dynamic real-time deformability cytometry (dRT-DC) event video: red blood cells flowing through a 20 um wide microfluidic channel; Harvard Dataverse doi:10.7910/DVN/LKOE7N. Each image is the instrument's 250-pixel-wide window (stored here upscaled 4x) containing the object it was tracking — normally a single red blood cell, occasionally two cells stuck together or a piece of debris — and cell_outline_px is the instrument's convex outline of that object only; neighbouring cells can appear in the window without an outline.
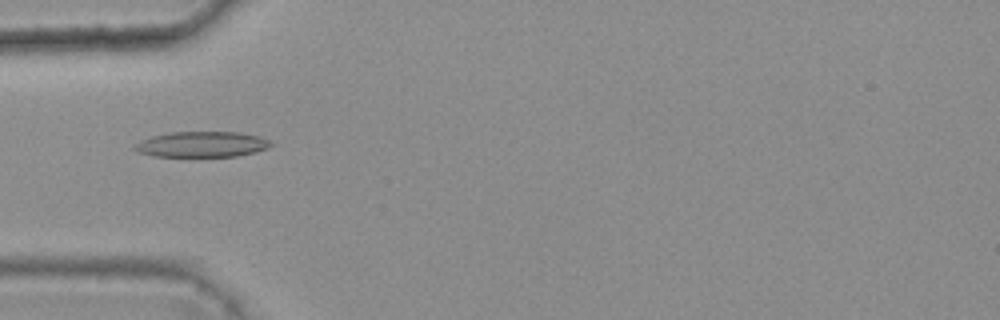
{"species": "common noctule bat (a hibernating species)", "species_latin": "Nyctalus noctula", "temperature_condition": "warm", "stored_images_in_passage": 3, "camera_frame_rate_fps": 3000, "um_per_image_px": 0.085, "animal": {"sex": "female", "body_mass_g": 25.1}, "frame": {"image": 1, "passage_image": 1, "time_ms": 0.0, "image_size_px": [1000, 320], "cell_outline_px": [[272, 144], [268, 148], [256, 152], [236, 156], [152, 156], [136, 152], [132, 148], [140, 140], [152, 136], [168, 132], [240, 132], [256, 136], [268, 140]], "centroid_in_image_um": [17.1, 12.27], "position_along_channel_um": 67.9, "area_um2": 20.29}}
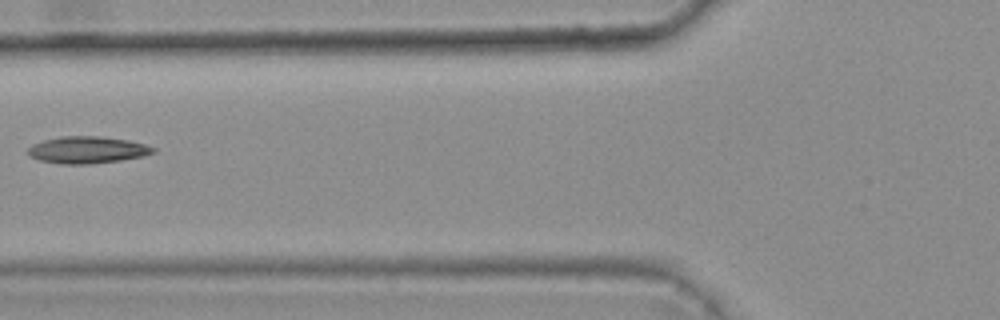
{"frame": {"image": 2, "passage_image": 2, "time_ms": 0.333, "image_size_px": [1000, 320], "cell_outline_px": [[156, 152], [140, 156], [120, 160], [92, 164], [60, 164], [40, 160], [28, 156], [28, 148], [32, 144], [44, 140], [60, 136], [100, 136], [128, 140], [144, 144], [156, 148]], "centroid_in_image_um": [7.39, 12.74], "position_along_channel_um": 118.4, "area_um2": 19.65}}
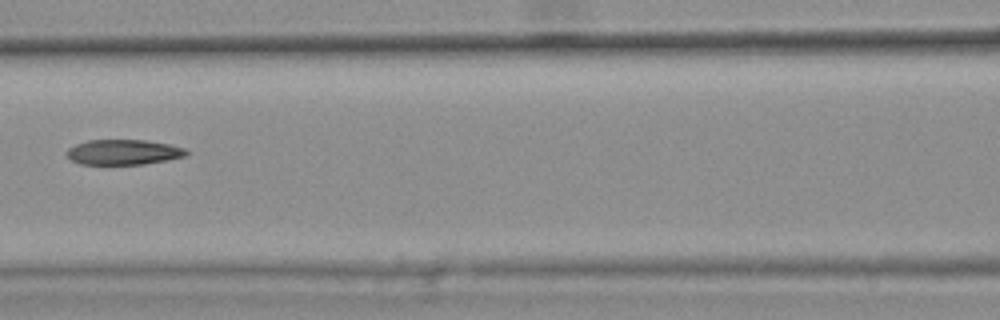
{"frame": {"image": 3, "passage_image": 3, "time_ms": 0.667, "image_size_px": [1000, 320], "cell_outline_px": [[188, 156], [168, 160], [144, 164], [80, 164], [72, 160], [68, 156], [68, 148], [76, 144], [88, 140], [144, 140], [168, 144], [188, 148]], "centroid_in_image_um": [10.56, 12.93], "position_along_channel_um": 156.0, "area_um2": 17.57}}